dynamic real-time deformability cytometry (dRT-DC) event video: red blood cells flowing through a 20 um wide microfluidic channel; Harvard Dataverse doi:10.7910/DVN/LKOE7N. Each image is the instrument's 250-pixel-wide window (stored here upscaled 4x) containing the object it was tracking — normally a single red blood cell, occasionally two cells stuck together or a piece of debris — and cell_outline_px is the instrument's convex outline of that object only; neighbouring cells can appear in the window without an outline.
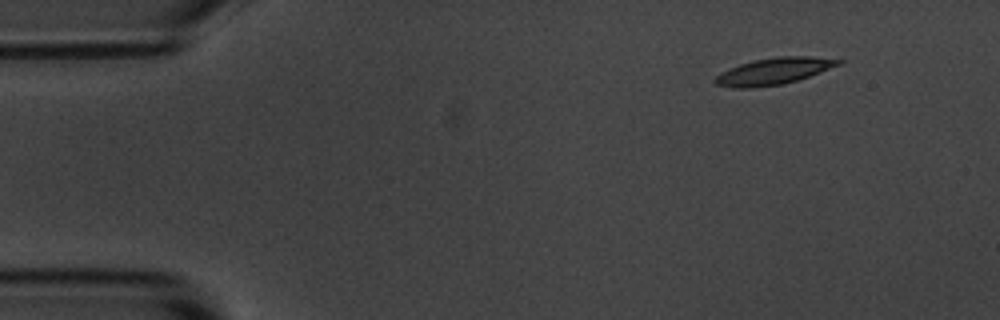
{"species": "common noctule bat (a hibernating species)", "species_latin": "Nyctalus noctula", "temperature_condition": "room temperature", "stored_images_in_passage": 10, "camera_frame_rate_fps": 3000, "um_per_image_px": 0.085, "animal": {"sex": "male", "body_mass_g": 20.1, "forearm_length_mm": 53.5}, "frame": {"image": 1, "passage_image": 1, "time_ms": 0.0, "image_size_px": [1000, 320], "cell_outline_px": [[844, 60], [840, 64], [820, 72], [796, 80], [780, 84], [752, 88], [732, 88], [716, 84], [712, 80], [720, 72], [740, 64], [752, 60], [780, 56], [812, 56]], "centroid_in_image_um": [65.73, 6.04], "position_along_channel_um": 19.3, "area_um2": 19.02}}
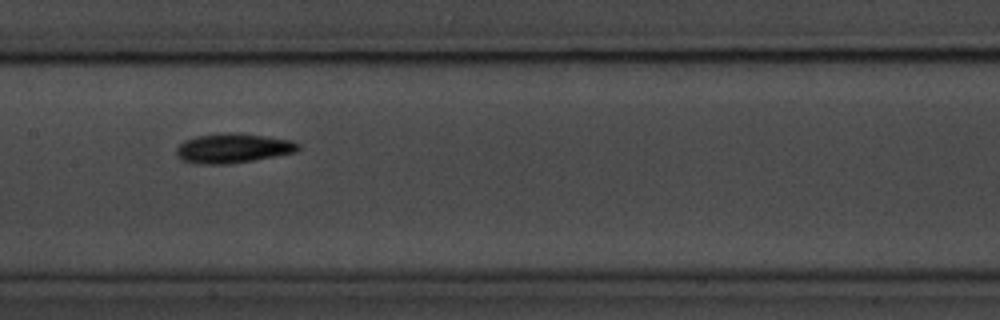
{"frame": {"image": 2, "passage_image": 7, "time_ms": 7.0, "image_size_px": [1000, 320], "cell_outline_px": [[300, 148], [296, 152], [252, 160], [228, 164], [196, 164], [180, 160], [176, 156], [176, 148], [184, 140], [196, 136], [224, 132], [240, 132], [268, 136], [292, 140], [300, 144]], "centroid_in_image_um": [19.78, 12.58], "position_along_channel_um": 187.6, "area_um2": 21.33}}
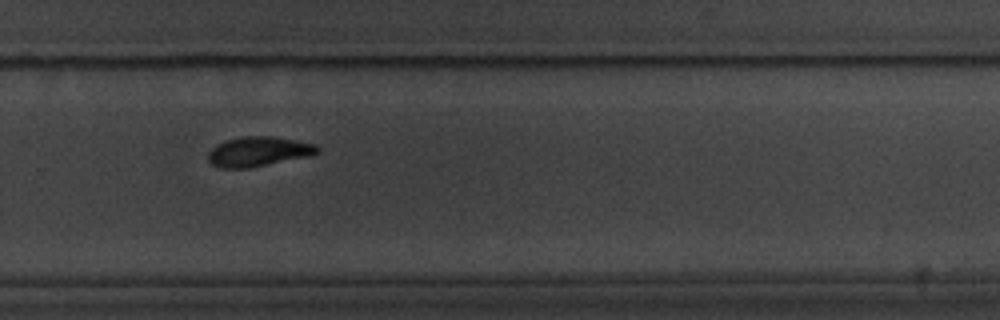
{"frame": {"image": 3, "passage_image": 10, "time_ms": 10.333, "image_size_px": [1000, 320], "cell_outline_px": [[320, 152], [308, 156], [248, 168], [220, 168], [212, 164], [208, 160], [208, 152], [216, 144], [224, 140], [244, 136], [272, 136], [296, 140], [316, 144], [320, 148]], "centroid_in_image_um": [21.95, 12.87], "position_along_channel_um": 307.8, "area_um2": 18.96}}